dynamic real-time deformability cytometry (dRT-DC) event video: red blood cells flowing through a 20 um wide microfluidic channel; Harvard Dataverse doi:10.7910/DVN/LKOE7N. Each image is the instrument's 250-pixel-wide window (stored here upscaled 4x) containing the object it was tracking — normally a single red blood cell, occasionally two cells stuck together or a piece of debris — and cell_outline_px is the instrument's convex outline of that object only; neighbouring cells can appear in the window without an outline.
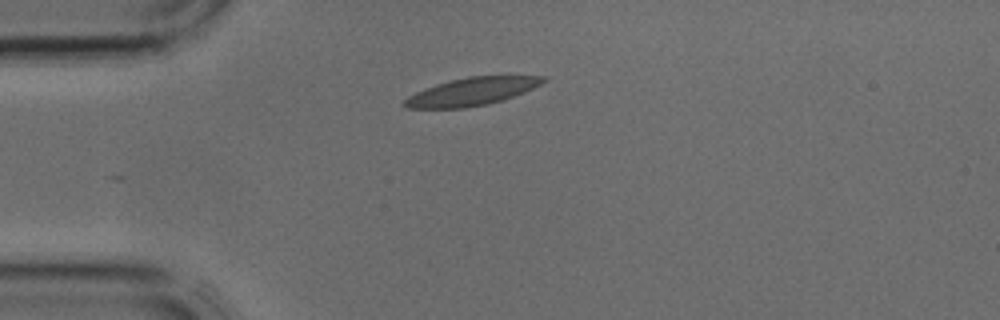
{"species": "common noctule bat (a hibernating species)", "species_latin": "Nyctalus noctula", "temperature_condition": "cold", "stored_images_in_passage": 2, "camera_frame_rate_fps": 3000, "um_per_image_px": 0.085, "animal": {"sex": "male", "body_mass_g": 17.9, "forearm_length_mm": 54.2}, "frame": {"image": 1, "passage_image": 1, "time_ms": 0.0, "image_size_px": [1000, 320], "cell_outline_px": [[548, 80], [524, 92], [488, 104], [464, 108], [408, 108], [400, 104], [408, 96], [424, 88], [436, 84], [468, 76], [548, 76]], "centroid_in_image_um": [40.07, 7.78], "position_along_channel_um": 44.9, "area_um2": 22.31}}
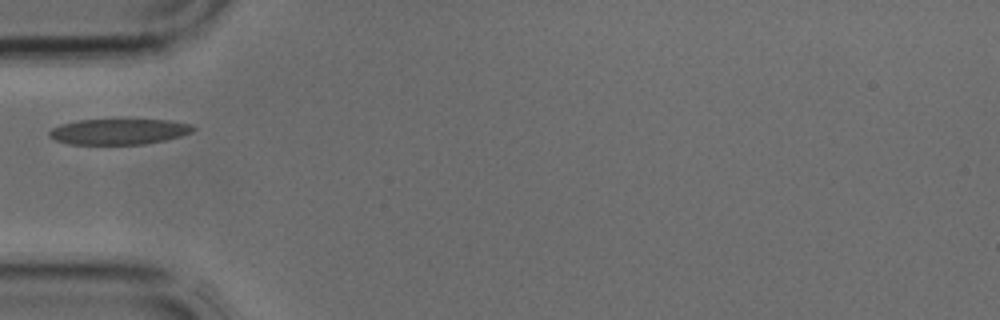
{"frame": {"image": 2, "passage_image": 2, "time_ms": 0.333, "image_size_px": [1000, 320], "cell_outline_px": [[196, 128], [192, 132], [180, 136], [164, 140], [144, 144], [68, 144], [56, 140], [48, 136], [48, 132], [52, 128], [60, 124], [76, 120], [172, 120], [192, 124]], "centroid_in_image_um": [10.1, 11.18], "position_along_channel_um": 74.9, "area_um2": 21.56}}